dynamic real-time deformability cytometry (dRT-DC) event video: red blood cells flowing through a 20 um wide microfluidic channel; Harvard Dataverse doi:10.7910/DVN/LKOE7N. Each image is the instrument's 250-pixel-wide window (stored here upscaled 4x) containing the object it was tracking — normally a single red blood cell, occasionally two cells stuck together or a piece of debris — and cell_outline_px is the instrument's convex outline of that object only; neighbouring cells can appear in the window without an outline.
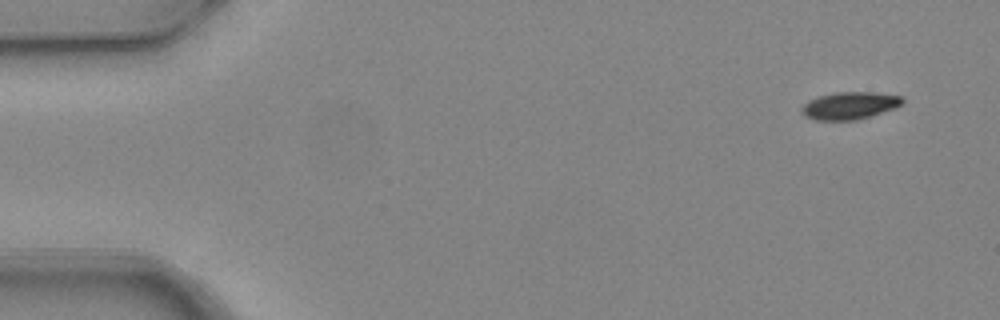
{"species": "common noctule bat (a hibernating species)", "species_latin": "Nyctalus noctula", "temperature_condition": "warm", "stored_images_in_passage": 4, "camera_frame_rate_fps": 3000, "um_per_image_px": 0.085, "animal": {"sex": "female", "body_mass_g": 24.6, "forearm_length_mm": 56.2}, "frame": {"image": 1, "passage_image": 1, "time_ms": 0.0, "image_size_px": [1000, 320], "cell_outline_px": [[904, 100], [896, 108], [856, 120], [816, 120], [804, 116], [800, 108], [808, 100], [832, 92], [876, 92], [900, 96]], "centroid_in_image_um": [72.19, 8.97], "position_along_channel_um": 12.8, "area_um2": 16.07}}
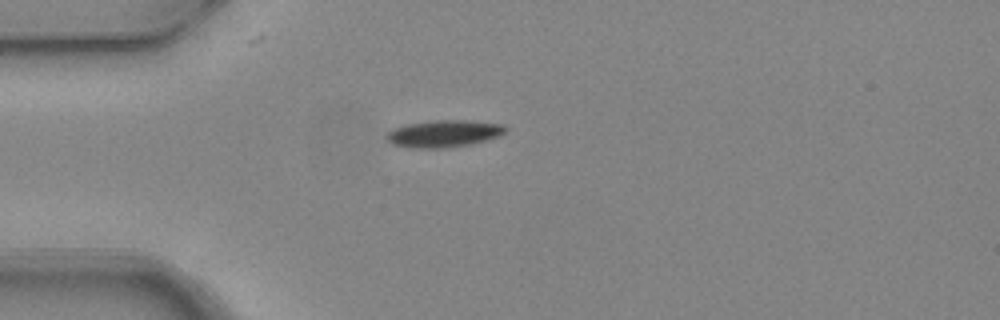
{"frame": {"image": 2, "passage_image": 3, "time_ms": 0.667, "image_size_px": [1000, 320], "cell_outline_px": [[508, 128], [500, 136], [468, 144], [444, 148], [408, 148], [392, 144], [384, 136], [392, 128], [408, 124], [436, 120], [468, 120], [504, 124]], "centroid_in_image_um": [37.7, 11.35], "position_along_channel_um": 47.3, "area_um2": 18.79}}